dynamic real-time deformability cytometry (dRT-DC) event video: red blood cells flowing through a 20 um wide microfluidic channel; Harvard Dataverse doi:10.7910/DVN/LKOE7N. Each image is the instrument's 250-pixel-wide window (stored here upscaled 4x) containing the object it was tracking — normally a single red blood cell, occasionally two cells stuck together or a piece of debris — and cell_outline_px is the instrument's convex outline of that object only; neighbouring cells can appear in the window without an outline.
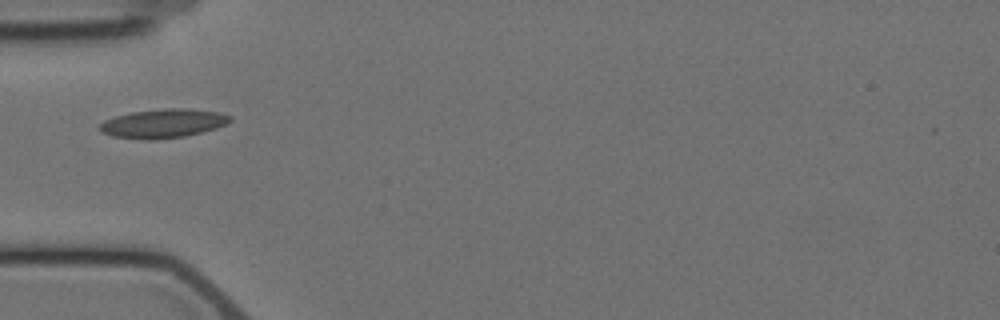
{"species": "Egyptian fruit bat (a non-hibernating species)", "species_latin": "Rousettus aegyptiacus", "temperature_condition": "cold", "stored_images_in_passage": 10, "camera_frame_rate_fps": 3000, "um_per_image_px": 0.085, "animal": {"sex": "female"}, "frame": {"image": 1, "passage_image": 1, "time_ms": 0.0, "image_size_px": [1000, 320], "cell_outline_px": [[232, 120], [228, 124], [216, 128], [184, 136], [156, 140], [140, 140], [112, 136], [100, 132], [96, 128], [104, 120], [116, 116], [132, 112], [160, 108], [188, 108], [220, 112], [232, 116]], "centroid_in_image_um": [13.85, 10.49], "position_along_channel_um": 71.1, "area_um2": 22.37}}
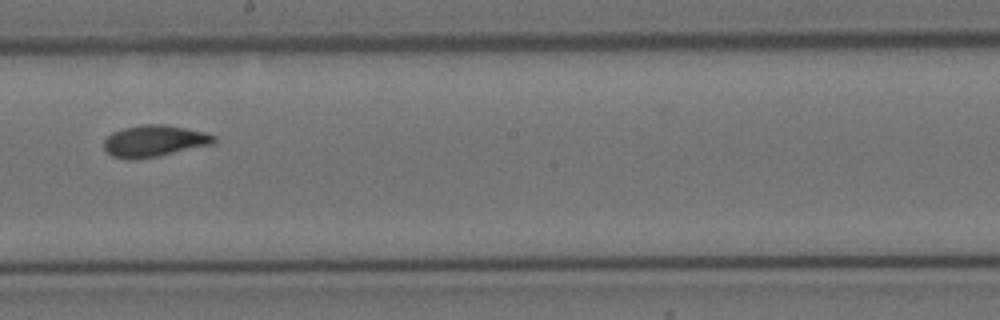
{"frame": {"image": 2, "passage_image": 5, "time_ms": 4.667, "image_size_px": [1000, 320], "cell_outline_px": [[216, 140], [212, 144], [156, 156], [132, 160], [112, 156], [104, 148], [104, 140], [112, 132], [124, 128], [140, 124], [164, 124], [204, 132], [216, 136]], "centroid_in_image_um": [13.09, 11.97], "position_along_channel_um": 235.1, "area_um2": 20.0}}
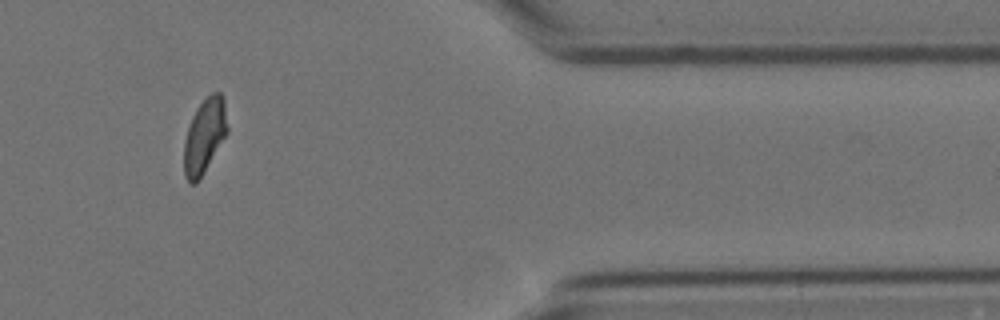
{"frame": {"image": 3, "passage_image": 9, "time_ms": 10.0, "image_size_px": [1000, 320], "cell_outline_px": [[228, 132], [204, 172], [196, 184], [192, 184], [184, 176], [184, 140], [192, 116], [196, 108], [212, 92], [220, 92], [224, 96], [228, 128]], "centroid_in_image_um": [17.39, 11.54], "position_along_channel_um": 394.0, "area_um2": 18.9}, "authors_computed_cell_mechanics": {"area_um2": 19.6231, "velocity_mm_per_s": 3.4779, "shape_relaxation_time_tau1_ms": 11.2881, "shape_relaxation_time_tau2_ms": null, "deformation_change_tau1": 0.2236, "deformation_change_tau2": null}}